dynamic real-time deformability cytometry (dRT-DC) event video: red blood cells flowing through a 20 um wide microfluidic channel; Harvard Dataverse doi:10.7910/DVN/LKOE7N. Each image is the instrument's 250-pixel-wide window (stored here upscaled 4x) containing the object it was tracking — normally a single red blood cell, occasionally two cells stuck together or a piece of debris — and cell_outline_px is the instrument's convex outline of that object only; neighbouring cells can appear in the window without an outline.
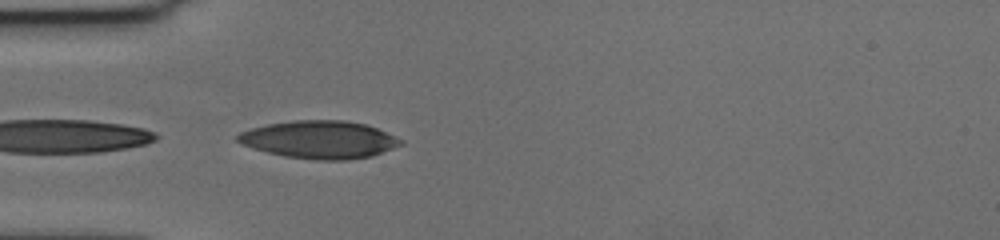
{"species": "human", "species_latin": "Homo sapiens", "temperature_condition": "cold", "stored_images_in_passage": 40, "camera_frame_rate_fps": 3000, "um_per_image_px": 0.085, "donor": {"sex": "female"}, "frame": {"image": 1, "passage_image": 1, "time_ms": 0.0, "image_size_px": [1000, 240], "cell_outline_px": [[404, 144], [372, 156], [348, 160], [316, 160], [284, 156], [252, 148], [240, 144], [236, 140], [236, 136], [240, 132], [248, 128], [268, 124], [292, 120], [344, 120], [364, 124], [376, 128], [404, 140]], "centroid_in_image_um": [27.13, 11.87], "position_along_channel_um": 57.9, "area_um2": 36.01}}
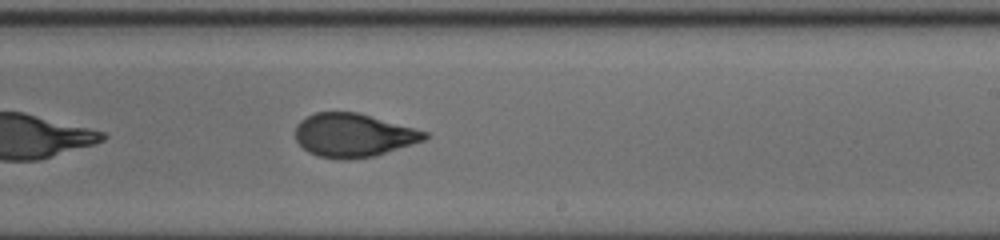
{"frame": {"image": 2, "passage_image": 18, "time_ms": 5.667, "image_size_px": [1000, 240], "cell_outline_px": [[428, 136], [424, 140], [376, 156], [348, 160], [336, 160], [320, 156], [308, 152], [296, 140], [296, 124], [300, 120], [316, 112], [356, 112], [428, 132]], "centroid_in_image_um": [30.02, 11.51], "position_along_channel_um": 259.0, "area_um2": 32.66}}
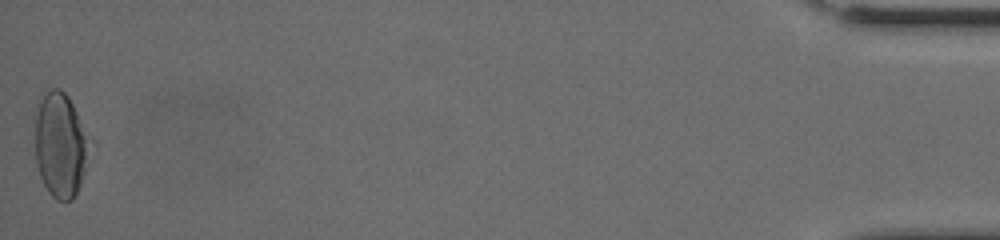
{"frame": {"image": 3, "passage_image": 40, "time_ms": 13.0, "image_size_px": [1000, 240], "cell_outline_px": [[92, 140], [80, 184], [72, 200], [56, 200], [48, 192], [40, 176], [36, 164], [36, 116], [40, 100], [44, 92], [52, 88], [60, 88], [68, 96]], "centroid_in_image_um": [5.15, 12.31], "position_along_channel_um": 430.1, "area_um2": 33.18}, "authors_computed_cell_mechanics": {"area_um2": 33.2928, "velocity_mm_per_s": 3.6619, "shape_relaxation_time_tau1_ms": 5.3293, "shape_relaxation_time_tau2_ms": 1.2773, "deformation_change_tau1": 0.1924, "deformation_change_tau2": 0.0687}}